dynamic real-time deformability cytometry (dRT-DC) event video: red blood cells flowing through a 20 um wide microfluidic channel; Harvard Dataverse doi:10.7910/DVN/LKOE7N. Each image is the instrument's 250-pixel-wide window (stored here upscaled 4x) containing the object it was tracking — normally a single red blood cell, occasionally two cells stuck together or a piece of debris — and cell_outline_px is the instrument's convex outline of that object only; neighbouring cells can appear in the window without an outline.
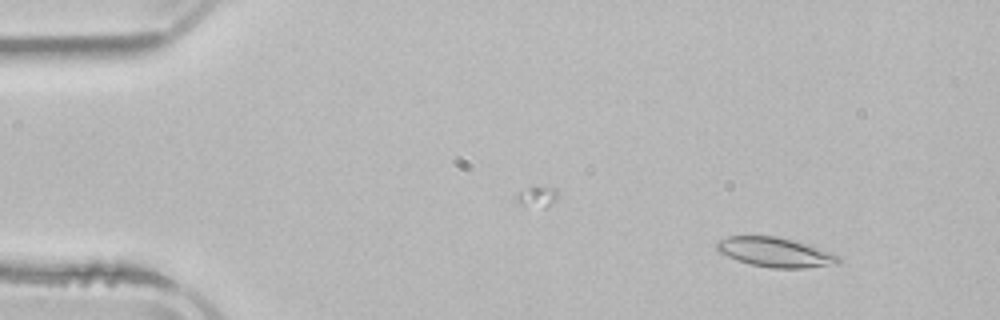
{"species": "common noctule bat (a hibernating species)", "species_latin": "Nyctalus noctula", "temperature_condition": "room temperature", "stored_images_in_passage": 3, "camera_frame_rate_fps": 3000, "um_per_image_px": 0.085, "animal": {"sex": "male", "body_mass_g": 21.5, "forearm_length_mm": 52.0}, "frame": {"image": 1, "passage_image": 1, "time_ms": 0.0, "image_size_px": [1000, 320], "cell_outline_px": [[840, 264], [804, 268], [772, 268], [752, 264], [736, 260], [720, 252], [716, 248], [716, 244], [720, 240], [728, 236], [776, 236], [792, 240], [840, 256]], "centroid_in_image_um": [65.88, 21.45], "position_along_channel_um": 19.1, "area_um2": 20.58}}